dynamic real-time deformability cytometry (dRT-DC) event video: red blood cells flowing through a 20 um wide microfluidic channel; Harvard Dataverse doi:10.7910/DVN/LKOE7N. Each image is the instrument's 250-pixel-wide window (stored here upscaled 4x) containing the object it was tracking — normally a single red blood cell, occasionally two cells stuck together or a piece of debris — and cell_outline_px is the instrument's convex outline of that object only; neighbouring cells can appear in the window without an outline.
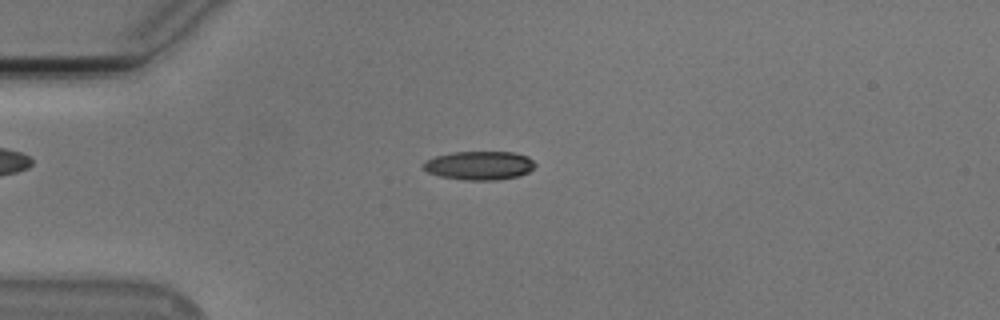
{"species": "Egyptian fruit bat (a non-hibernating species)", "species_latin": "Rousettus aegyptiacus", "temperature_condition": "cold", "stored_images_in_passage": 54, "camera_frame_rate_fps": 3000, "um_per_image_px": 0.085, "animal": {"sex": "male"}, "frame": {"image": 1, "passage_image": 14, "time_ms": 4.333, "image_size_px": [1000, 320], "cell_outline_px": [[536, 164], [528, 172], [520, 176], [496, 180], [464, 180], [440, 176], [428, 172], [420, 164], [424, 160], [436, 156], [452, 152], [516, 152], [528, 156]], "centroid_in_image_um": [40.73, 14.06], "position_along_channel_um": 44.3, "area_um2": 18.84}}
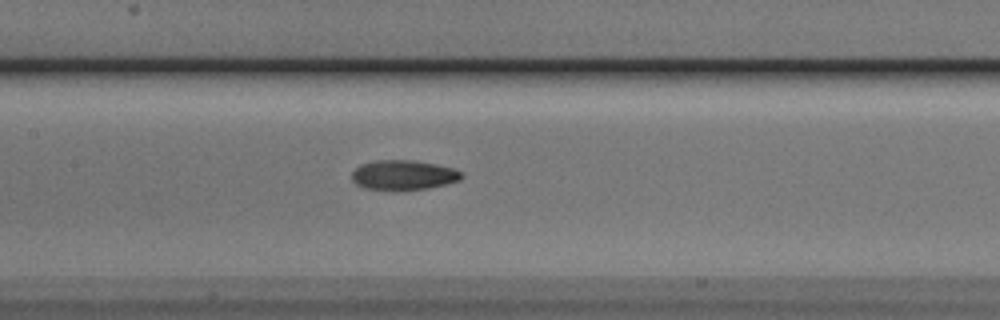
{"frame": {"image": 2, "passage_image": 26, "time_ms": 8.333, "image_size_px": [1000, 320], "cell_outline_px": [[464, 176], [460, 180], [428, 188], [392, 192], [364, 188], [356, 184], [352, 180], [352, 172], [360, 164], [376, 160], [416, 160], [436, 164], [452, 168], [460, 172]], "centroid_in_image_um": [34.25, 14.9], "position_along_channel_um": 173.2, "area_um2": 19.42}}
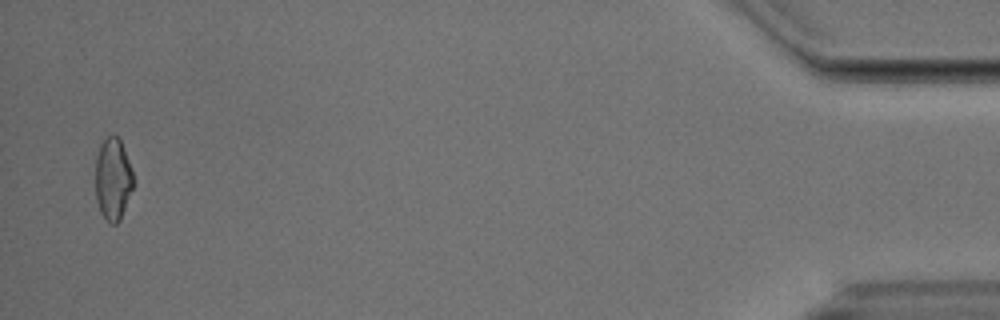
{"frame": {"image": 3, "passage_image": 53, "time_ms": 17.333, "image_size_px": [1000, 320], "cell_outline_px": [[136, 180], [120, 220], [116, 224], [112, 224], [100, 212], [96, 200], [96, 156], [100, 144], [108, 136], [120, 136], [132, 168]], "centroid_in_image_um": [9.63, 15.19], "position_along_channel_um": 425.6, "area_um2": 18.44}, "authors_computed_cell_mechanics": {"area_um2": 18.5538, "velocity_mm_per_s": 3.7793, "shape_relaxation_time_tau1_ms": 3.7194, "shape_relaxation_time_tau2_ms": 3.3271, "deformation_change_tau1": 0.1634, "deformation_change_tau2": 0.0978}}